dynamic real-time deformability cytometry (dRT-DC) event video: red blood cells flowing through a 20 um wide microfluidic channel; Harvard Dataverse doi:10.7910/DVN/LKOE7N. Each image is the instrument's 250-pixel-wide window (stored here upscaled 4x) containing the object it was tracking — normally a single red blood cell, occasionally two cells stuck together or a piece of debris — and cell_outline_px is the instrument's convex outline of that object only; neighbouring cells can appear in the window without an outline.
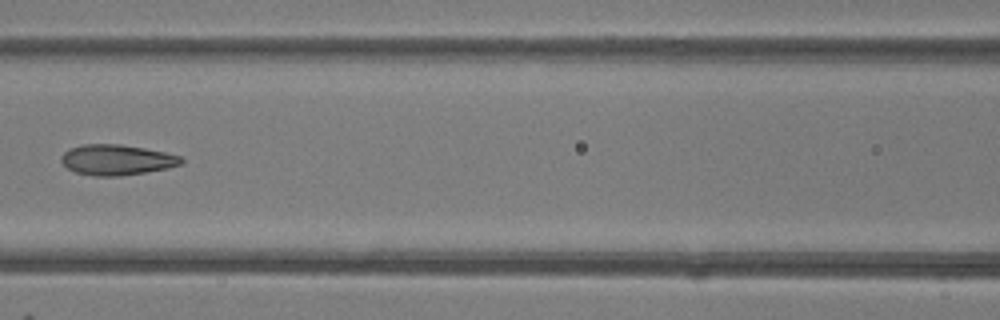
{"species": "common noctule bat (a hibernating species)", "species_latin": "Nyctalus noctula", "temperature_condition": "room temperature", "stored_images_in_passage": 5, "camera_frame_rate_fps": 3000, "um_per_image_px": 0.085, "animal": {"sex": "female"}, "frame": {"image": 1, "passage_image": 4, "time_ms": 3.667, "image_size_px": [1000, 320], "cell_outline_px": [[184, 164], [168, 168], [120, 176], [92, 176], [76, 172], [68, 168], [60, 160], [60, 156], [64, 152], [72, 148], [84, 144], [120, 144], [144, 148], [164, 152], [180, 156], [184, 160]], "centroid_in_image_um": [9.93, 13.59], "position_along_channel_um": 156.7, "area_um2": 21.27}}
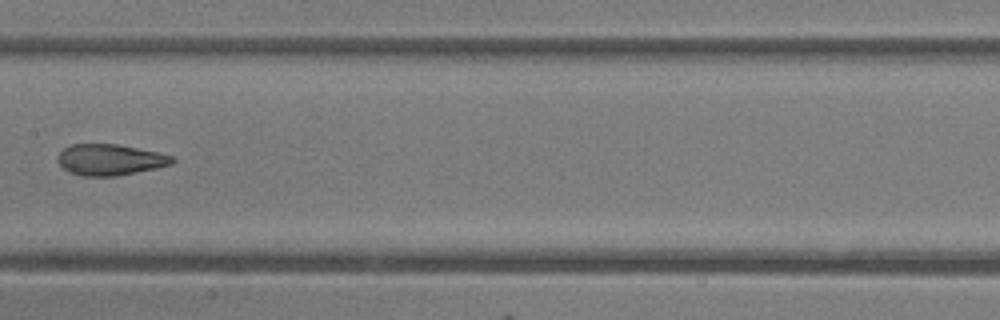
{"frame": {"image": 2, "passage_image": 5, "time_ms": 4.667, "image_size_px": [1000, 320], "cell_outline_px": [[176, 160], [172, 164], [156, 168], [116, 176], [84, 176], [68, 172], [60, 164], [60, 152], [64, 148], [72, 144], [116, 144], [176, 156]], "centroid_in_image_um": [9.4, 13.58], "position_along_channel_um": 198.0, "area_um2": 20.52}}